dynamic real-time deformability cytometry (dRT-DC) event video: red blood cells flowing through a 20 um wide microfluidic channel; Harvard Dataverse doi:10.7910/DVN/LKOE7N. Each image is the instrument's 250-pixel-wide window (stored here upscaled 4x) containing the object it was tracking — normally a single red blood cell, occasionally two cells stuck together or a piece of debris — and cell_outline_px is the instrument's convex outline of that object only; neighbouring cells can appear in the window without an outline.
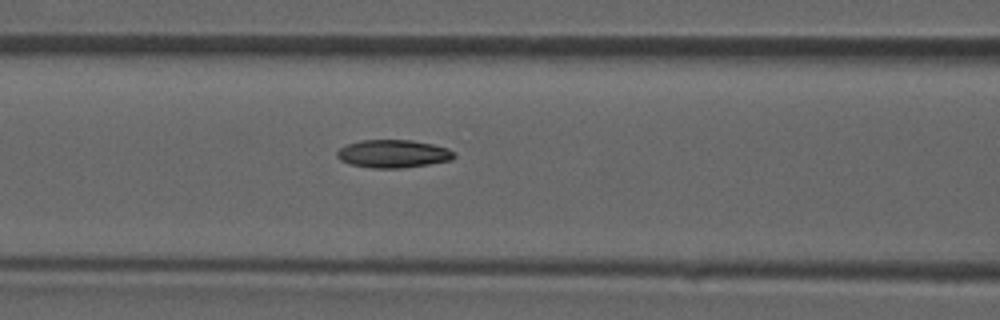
{"species": "common noctule bat (a hibernating species)", "species_latin": "Nyctalus noctula", "temperature_condition": "room temperature", "stored_images_in_passage": 45, "camera_frame_rate_fps": 3000, "um_per_image_px": 0.085, "animal": {"sex": "male", "forearm_length_mm": 52.5}, "frame": {"image": 1, "passage_image": 19, "time_ms": 6.0, "image_size_px": [1000, 320], "cell_outline_px": [[456, 156], [452, 160], [428, 164], [400, 168], [372, 168], [348, 164], [340, 160], [336, 156], [336, 152], [340, 148], [348, 144], [360, 140], [412, 140], [432, 144], [448, 148], [456, 152]], "centroid_in_image_um": [33.42, 13.07], "position_along_channel_um": 133.2, "area_um2": 19.19}}